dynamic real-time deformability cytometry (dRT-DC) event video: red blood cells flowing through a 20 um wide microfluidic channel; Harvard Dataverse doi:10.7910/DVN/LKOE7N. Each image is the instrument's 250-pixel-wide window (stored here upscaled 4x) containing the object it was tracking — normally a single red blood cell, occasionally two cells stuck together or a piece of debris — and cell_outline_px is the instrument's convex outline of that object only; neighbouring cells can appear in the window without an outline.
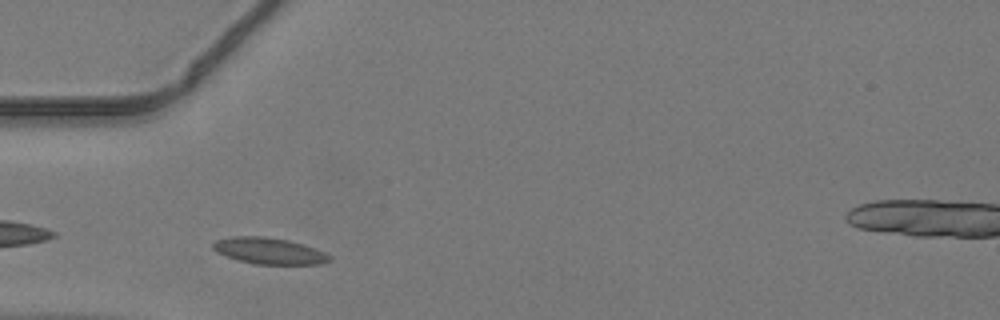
{"species": "common noctule bat (a hibernating species)", "species_latin": "Nyctalus noctula", "temperature_condition": "warm", "stored_images_in_passage": 33, "camera_frame_rate_fps": 3000, "um_per_image_px": 0.085, "animal": {"sex": "male", "body_mass_g": 19.2, "forearm_length_mm": 51.8}, "frame": {"image": 1, "passage_image": 5, "time_ms": 1.333, "image_size_px": [1000, 320], "cell_outline_px": [[332, 260], [320, 264], [256, 264], [236, 260], [216, 252], [212, 248], [212, 244], [216, 240], [232, 236], [264, 236], [288, 240], [304, 244], [324, 252], [332, 256]], "centroid_in_image_um": [22.87, 21.32], "position_along_channel_um": 62.1, "area_um2": 18.03}}
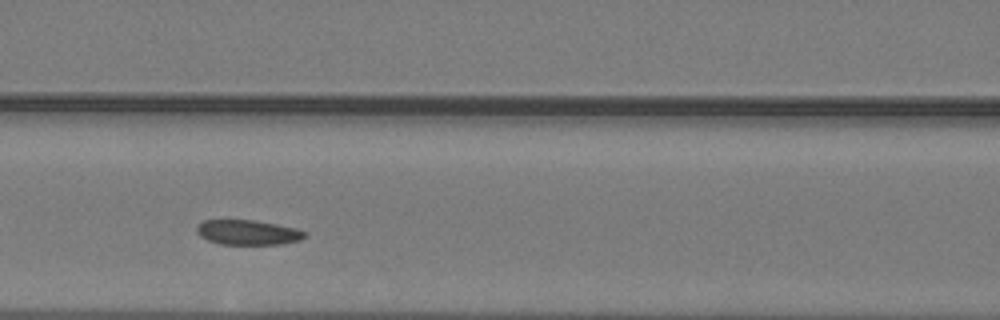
{"frame": {"image": 2, "passage_image": 11, "time_ms": 3.333, "image_size_px": [1000, 320], "cell_outline_px": [[308, 236], [300, 240], [280, 244], [220, 244], [208, 240], [200, 236], [196, 232], [196, 228], [204, 220], [256, 220], [296, 228], [308, 232]], "centroid_in_image_um": [21.11, 19.75], "position_along_channel_um": 145.5, "area_um2": 15.72}}
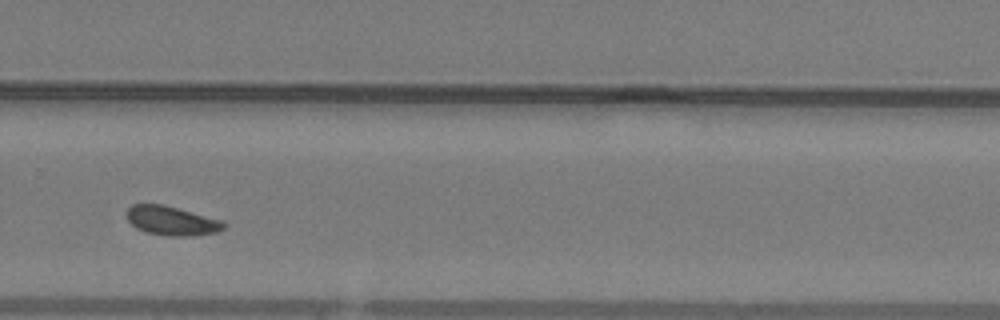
{"frame": {"image": 3, "passage_image": 23, "time_ms": 7.333, "image_size_px": [1000, 320], "cell_outline_px": [[224, 228], [216, 232], [196, 236], [168, 236], [148, 232], [136, 228], [124, 216], [124, 212], [132, 204], [164, 204], [224, 220]], "centroid_in_image_um": [14.58, 18.75], "position_along_channel_um": 315.2, "area_um2": 16.76}}